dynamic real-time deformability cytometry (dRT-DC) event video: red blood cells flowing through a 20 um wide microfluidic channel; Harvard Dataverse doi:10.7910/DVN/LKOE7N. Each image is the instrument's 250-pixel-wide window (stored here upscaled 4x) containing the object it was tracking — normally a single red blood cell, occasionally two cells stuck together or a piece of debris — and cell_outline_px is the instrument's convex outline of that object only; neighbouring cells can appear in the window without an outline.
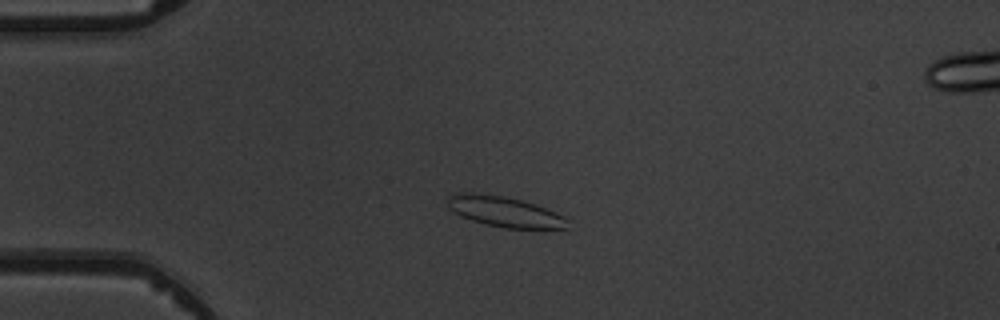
{"species": "common noctule bat (a hibernating species)", "species_latin": "Nyctalus noctula", "temperature_condition": "warm", "stored_images_in_passage": 8, "camera_frame_rate_fps": 3000, "um_per_image_px": 0.085, "animal": {"sex": "male", "body_mass_g": 19.5, "forearm_length_mm": 54.6}, "frame": {"image": 1, "passage_image": 3, "time_ms": 3.333, "image_size_px": [1000, 320], "cell_outline_px": [[568, 228], [504, 228], [484, 224], [460, 216], [448, 208], [448, 196], [452, 192], [476, 192], [504, 196], [536, 204], [564, 216], [568, 220]], "centroid_in_image_um": [42.83, 17.97], "position_along_channel_um": 42.2, "area_um2": 21.44}}
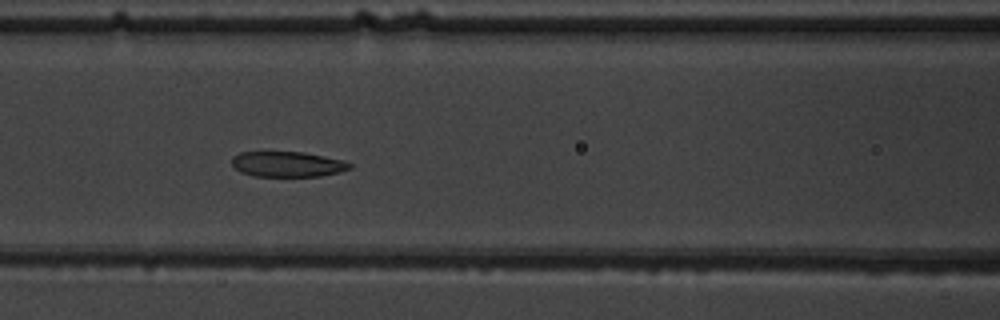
{"frame": {"image": 2, "passage_image": 6, "time_ms": 6.667, "image_size_px": [1000, 320], "cell_outline_px": [[352, 168], [340, 172], [320, 176], [252, 176], [240, 172], [232, 164], [232, 156], [240, 152], [304, 152], [344, 160], [352, 164]], "centroid_in_image_um": [24.45, 13.95], "position_along_channel_um": 142.2, "area_um2": 17.51}}
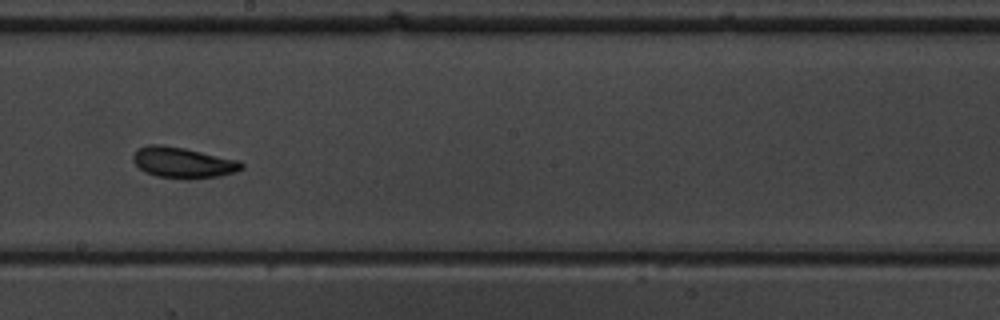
{"frame": {"image": 3, "passage_image": 8, "time_ms": 9.0, "image_size_px": [1000, 320], "cell_outline_px": [[244, 168], [236, 172], [220, 176], [188, 180], [184, 180], [156, 176], [144, 172], [132, 160], [132, 156], [136, 148], [148, 144], [160, 144], [184, 148], [240, 160], [244, 164]], "centroid_in_image_um": [15.55, 13.83], "position_along_channel_um": 232.6, "area_um2": 19.94}}